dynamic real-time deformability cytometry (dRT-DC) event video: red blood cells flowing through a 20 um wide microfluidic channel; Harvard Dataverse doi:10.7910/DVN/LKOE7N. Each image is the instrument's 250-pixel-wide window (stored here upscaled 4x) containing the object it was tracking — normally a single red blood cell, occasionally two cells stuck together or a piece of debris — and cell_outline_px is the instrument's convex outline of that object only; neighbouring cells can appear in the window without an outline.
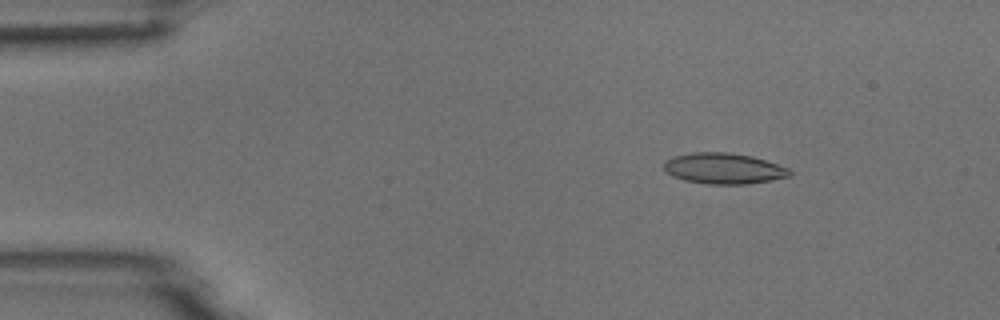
{"species": "common noctule bat (a hibernating species)", "species_latin": "Nyctalus noctula", "temperature_condition": "room temperature", "stored_images_in_passage": 5, "camera_frame_rate_fps": 3000, "um_per_image_px": 0.085, "animal": {"sex": "male", "body_mass_g": 18.8}, "frame": {"image": 1, "passage_image": 3, "time_ms": 2.0, "image_size_px": [1000, 320], "cell_outline_px": [[792, 176], [772, 180], [748, 184], [704, 184], [684, 180], [672, 176], [664, 168], [664, 160], [672, 156], [692, 152], [728, 152], [752, 156], [788, 168], [792, 172]], "centroid_in_image_um": [61.5, 14.32], "position_along_channel_um": 23.5, "area_um2": 22.77}}